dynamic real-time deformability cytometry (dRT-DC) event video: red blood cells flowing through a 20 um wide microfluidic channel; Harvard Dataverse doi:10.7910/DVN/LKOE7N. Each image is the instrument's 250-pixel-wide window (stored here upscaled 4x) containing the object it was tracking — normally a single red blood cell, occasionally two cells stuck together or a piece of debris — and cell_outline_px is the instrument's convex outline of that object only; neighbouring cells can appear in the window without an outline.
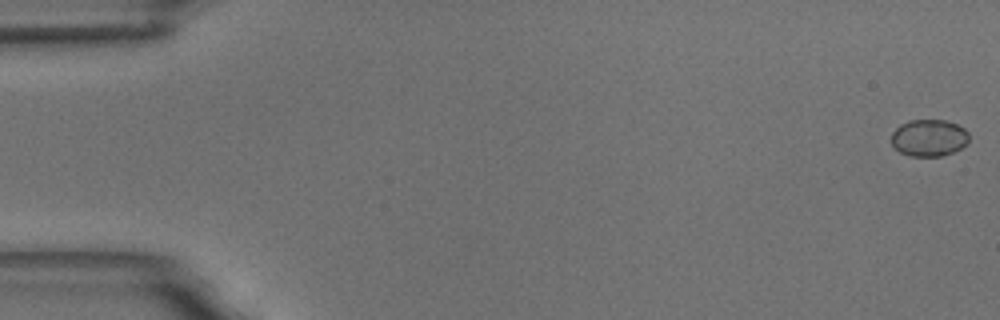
{"species": "common noctule bat (a hibernating species)", "species_latin": "Nyctalus noctula", "temperature_condition": "room temperature", "stored_images_in_passage": 10, "camera_frame_rate_fps": 3000, "um_per_image_px": 0.085, "animal": {"sex": "male", "body_mass_g": 18.8}, "frame": {"image": 1, "passage_image": 1, "time_ms": 0.0, "image_size_px": [1000, 320], "cell_outline_px": [[968, 144], [952, 152], [940, 156], [908, 156], [900, 152], [892, 144], [892, 132], [900, 124], [908, 120], [944, 120], [956, 124], [964, 128], [968, 132]], "centroid_in_image_um": [78.96, 11.71], "position_along_channel_um": 6.0, "area_um2": 16.7}}